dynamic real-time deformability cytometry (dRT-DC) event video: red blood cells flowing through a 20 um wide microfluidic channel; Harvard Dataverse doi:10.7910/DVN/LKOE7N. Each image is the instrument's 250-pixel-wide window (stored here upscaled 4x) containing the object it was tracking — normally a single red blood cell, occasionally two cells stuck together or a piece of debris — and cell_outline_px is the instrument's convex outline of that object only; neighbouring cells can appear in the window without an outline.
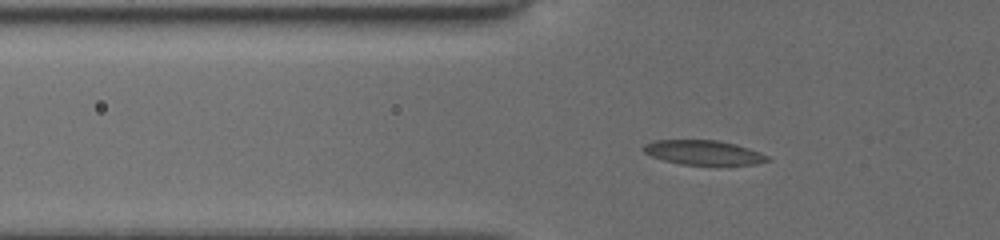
{"species": "common noctule bat (a hibernating species)", "species_latin": "Nyctalus noctula", "temperature_condition": "cold", "stored_images_in_passage": 48, "camera_frame_rate_fps": 3000, "um_per_image_px": 0.085, "animal": {"sex": "female", "body_mass_g": 19.5, "forearm_length_mm": 54.1}, "frame": {"image": 1, "passage_image": 14, "time_ms": 4.333, "image_size_px": [1000, 240], "cell_outline_px": [[772, 160], [756, 164], [680, 164], [664, 160], [652, 156], [644, 152], [640, 148], [644, 144], [652, 140], [716, 140], [736, 144], [760, 152], [768, 156]], "centroid_in_image_um": [59.76, 12.95], "position_along_channel_um": 66.0, "area_um2": 17.63}}
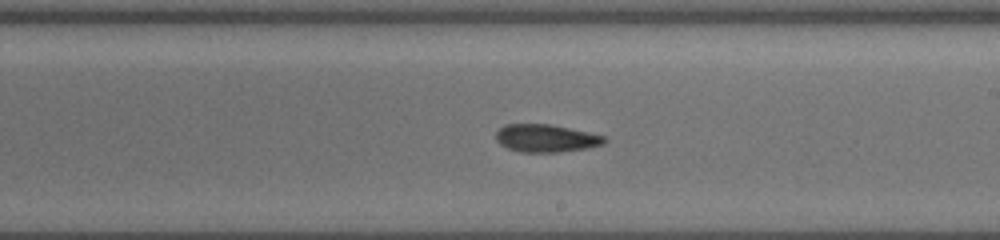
{"frame": {"image": 2, "passage_image": 28, "time_ms": 9.0, "image_size_px": [1000, 240], "cell_outline_px": [[608, 140], [604, 144], [588, 148], [560, 152], [520, 152], [508, 148], [500, 144], [496, 140], [496, 132], [504, 124], [548, 124], [568, 128], [604, 136]], "centroid_in_image_um": [46.4, 11.76], "position_along_channel_um": 242.6, "area_um2": 17.46}}
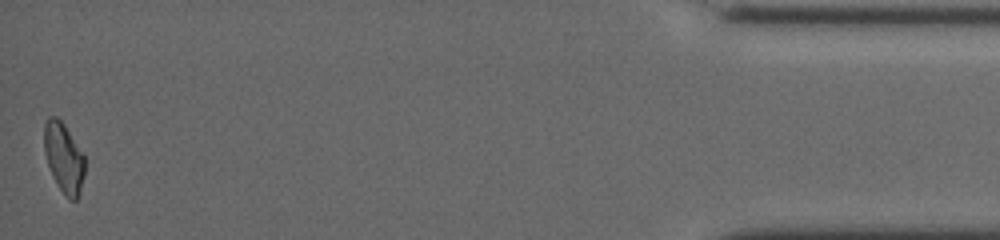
{"frame": {"image": 3, "passage_image": 48, "time_ms": 15.667, "image_size_px": [1000, 240], "cell_outline_px": [[84, 176], [80, 196], [76, 200], [68, 200], [52, 176], [44, 152], [44, 124], [48, 116], [56, 116], [64, 124], [84, 156]], "centroid_in_image_um": [5.42, 13.43], "position_along_channel_um": 429.8, "area_um2": 16.53}, "authors_computed_cell_mechanics": {"area_um2": 17.4556, "velocity_mm_per_s": 3.9288, "shape_relaxation_time_tau1_ms": 7.0811, "shape_relaxation_time_tau2_ms": null, "deformation_change_tau1": 0.1639, "deformation_change_tau2": null}}